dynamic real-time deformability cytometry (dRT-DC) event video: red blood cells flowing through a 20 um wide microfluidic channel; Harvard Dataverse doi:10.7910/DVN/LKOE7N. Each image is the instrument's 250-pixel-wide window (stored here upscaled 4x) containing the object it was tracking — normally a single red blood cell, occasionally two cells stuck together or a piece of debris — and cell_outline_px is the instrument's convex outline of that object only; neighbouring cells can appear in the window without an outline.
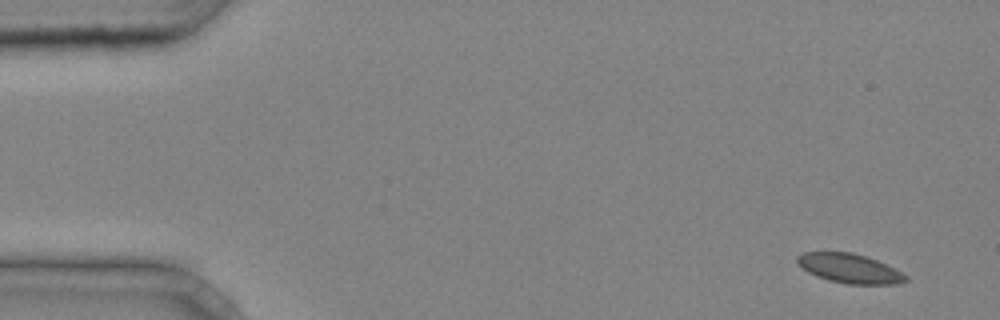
{"species": "common noctule bat (a hibernating species)", "species_latin": "Nyctalus noctula", "temperature_condition": "cold", "stored_images_in_passage": 40, "camera_frame_rate_fps": 3000, "um_per_image_px": 0.085, "animal": {"sex": "male", "body_mass_g": 20.4}, "frame": {"image": 1, "passage_image": 1, "time_ms": 0.0, "image_size_px": [1000, 320], "cell_outline_px": [[908, 280], [900, 284], [848, 284], [828, 280], [816, 276], [808, 272], [796, 264], [796, 256], [804, 252], [852, 252], [876, 260], [908, 276]], "centroid_in_image_um": [72.17, 22.82], "position_along_channel_um": 12.8, "area_um2": 18.5}}
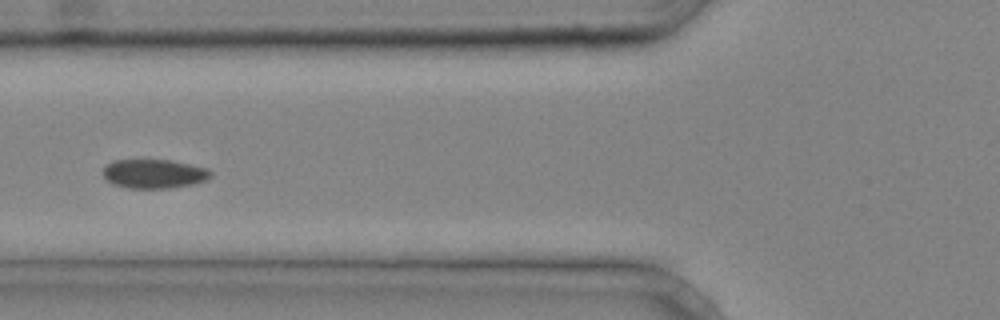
{"frame": {"image": 2, "passage_image": 15, "time_ms": 4.667, "image_size_px": [1000, 320], "cell_outline_px": [[212, 176], [204, 180], [192, 184], [168, 188], [128, 188], [112, 184], [100, 172], [104, 164], [112, 160], [172, 160], [208, 168], [212, 172]], "centroid_in_image_um": [13.04, 14.76], "position_along_channel_um": 112.8, "area_um2": 18.44}}
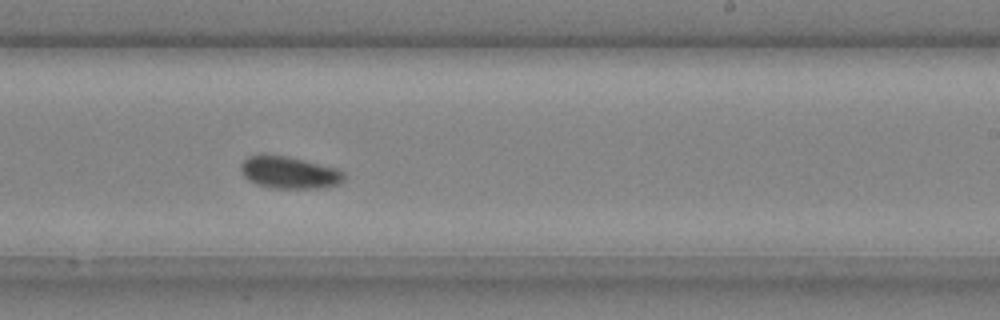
{"frame": {"image": 3, "passage_image": 25, "time_ms": 8.0, "image_size_px": [1000, 320], "cell_outline_px": [[344, 180], [340, 184], [320, 188], [276, 188], [256, 184], [248, 180], [244, 176], [240, 168], [240, 164], [248, 156], [288, 156], [340, 168], [344, 172]], "centroid_in_image_um": [24.65, 14.67], "position_along_channel_um": 264.4, "area_um2": 19.31}}